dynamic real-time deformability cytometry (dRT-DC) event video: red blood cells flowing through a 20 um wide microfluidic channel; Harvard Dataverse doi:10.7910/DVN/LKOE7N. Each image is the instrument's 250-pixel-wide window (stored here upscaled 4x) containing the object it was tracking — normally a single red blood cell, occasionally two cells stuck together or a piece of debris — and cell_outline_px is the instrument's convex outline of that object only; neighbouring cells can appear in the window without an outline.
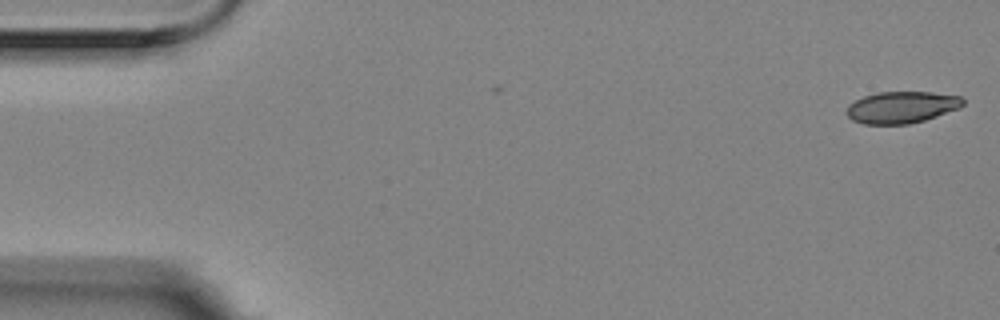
{"species": "Egyptian fruit bat (a non-hibernating species)", "species_latin": "Rousettus aegyptiacus", "temperature_condition": "room temperature", "stored_images_in_passage": 2, "camera_frame_rate_fps": 3000, "um_per_image_px": 0.085, "animal": {"sex": "female"}, "frame": {"image": 1, "passage_image": 2, "time_ms": 0.333, "image_size_px": [1000, 320], "cell_outline_px": [[964, 104], [960, 108], [924, 120], [908, 124], [864, 124], [852, 120], [844, 112], [848, 104], [864, 96], [876, 92], [932, 92], [960, 96], [964, 100]], "centroid_in_image_um": [76.61, 9.11], "position_along_channel_um": 8.4, "area_um2": 21.62}}